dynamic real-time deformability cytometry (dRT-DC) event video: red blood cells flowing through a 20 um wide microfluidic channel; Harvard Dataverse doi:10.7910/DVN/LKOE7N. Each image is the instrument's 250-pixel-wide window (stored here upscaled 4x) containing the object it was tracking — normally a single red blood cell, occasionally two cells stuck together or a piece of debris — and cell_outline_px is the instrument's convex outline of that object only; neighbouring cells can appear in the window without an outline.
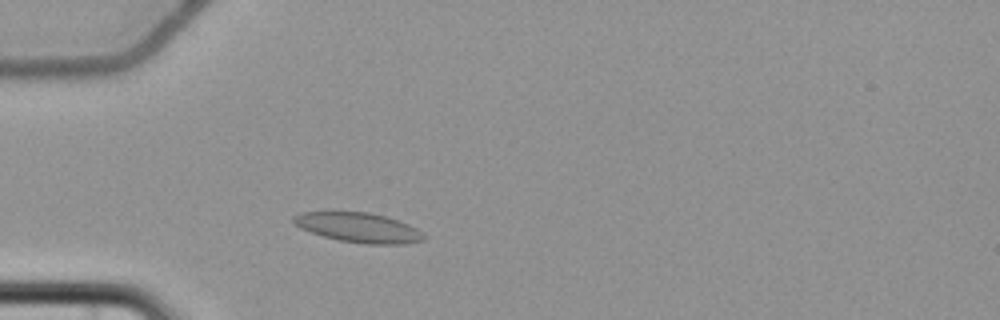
{"species": "common noctule bat (a hibernating species)", "species_latin": "Nyctalus noctula", "temperature_condition": "cold", "stored_images_in_passage": 3, "camera_frame_rate_fps": 3000, "um_per_image_px": 0.085, "animal": {"sex": "female", "body_mass_g": 22.7, "forearm_length_mm": 54.2}, "frame": {"image": 1, "passage_image": 3, "time_ms": 2.667, "image_size_px": [1000, 320], "cell_outline_px": [[424, 240], [404, 244], [368, 244], [340, 240], [324, 236], [300, 228], [292, 220], [292, 216], [300, 212], [368, 212], [384, 216], [408, 224], [416, 228], [424, 236]], "centroid_in_image_um": [30.46, 19.34], "position_along_channel_um": 54.5, "area_um2": 22.2}}